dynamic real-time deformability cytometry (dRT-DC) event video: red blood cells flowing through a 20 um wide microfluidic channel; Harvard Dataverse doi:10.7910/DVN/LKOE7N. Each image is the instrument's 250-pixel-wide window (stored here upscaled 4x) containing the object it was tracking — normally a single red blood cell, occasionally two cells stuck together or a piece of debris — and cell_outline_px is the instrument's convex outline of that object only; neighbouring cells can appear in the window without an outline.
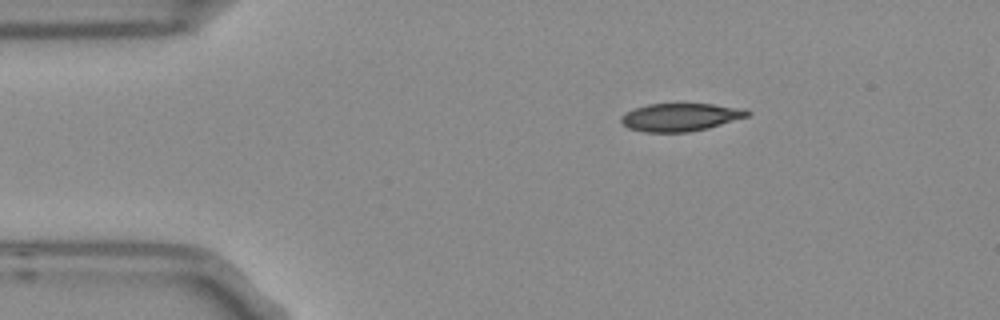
{"species": "Egyptian fruit bat (a non-hibernating species)", "species_latin": "Rousettus aegyptiacus", "temperature_condition": "room temperature", "stored_images_in_passage": 3, "camera_frame_rate_fps": 3000, "um_per_image_px": 0.085, "frame": {"image": 1, "passage_image": 1, "time_ms": 0.0, "image_size_px": [1000, 320], "cell_outline_px": [[752, 112], [748, 116], [708, 128], [688, 132], [644, 132], [628, 128], [620, 120], [620, 116], [624, 112], [648, 104], [712, 104], [744, 108]], "centroid_in_image_um": [57.82, 9.96], "position_along_channel_um": 27.2, "area_um2": 20.52}}